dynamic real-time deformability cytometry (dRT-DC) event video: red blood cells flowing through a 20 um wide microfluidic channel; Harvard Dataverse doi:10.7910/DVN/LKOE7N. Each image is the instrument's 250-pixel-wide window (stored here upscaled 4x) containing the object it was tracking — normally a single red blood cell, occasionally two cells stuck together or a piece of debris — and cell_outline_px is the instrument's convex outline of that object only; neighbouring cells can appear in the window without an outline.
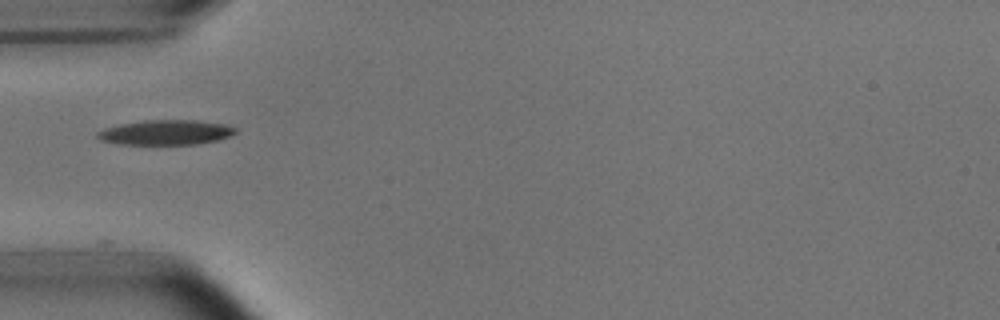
{"species": "common noctule bat (a hibernating species)", "species_latin": "Nyctalus noctula", "temperature_condition": "room temperature", "stored_images_in_passage": 6, "camera_frame_rate_fps": 3000, "um_per_image_px": 0.085, "animal": {"sex": "male", "body_mass_g": 15.6}, "frame": {"image": 1, "passage_image": 1, "time_ms": 0.0, "image_size_px": [1000, 320], "cell_outline_px": [[236, 132], [228, 136], [216, 140], [200, 144], [120, 144], [100, 140], [96, 136], [96, 132], [104, 128], [120, 124], [144, 120], [196, 120], [224, 124], [236, 128]], "centroid_in_image_um": [14.05, 11.25], "position_along_channel_um": 70.9, "area_um2": 19.94}}
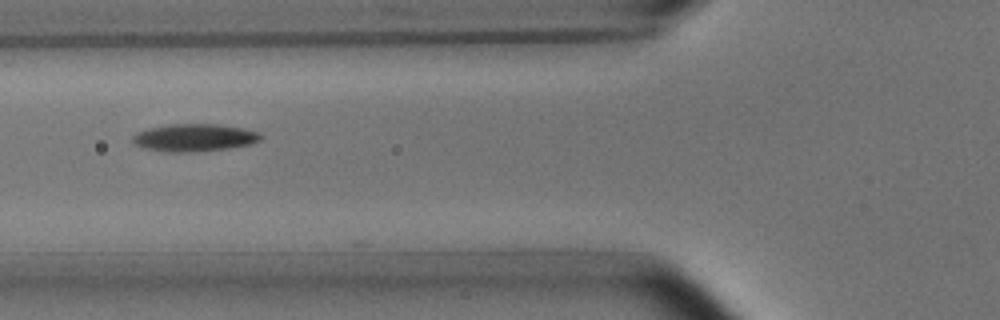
{"frame": {"image": 2, "passage_image": 4, "time_ms": 1.0, "image_size_px": [1000, 320], "cell_outline_px": [[264, 136], [260, 140], [248, 144], [228, 148], [196, 152], [168, 152], [144, 148], [136, 144], [132, 140], [132, 136], [136, 132], [148, 128], [168, 124], [220, 124], [244, 128], [260, 132]], "centroid_in_image_um": [16.53, 11.69], "position_along_channel_um": 109.3, "area_um2": 20.69}}